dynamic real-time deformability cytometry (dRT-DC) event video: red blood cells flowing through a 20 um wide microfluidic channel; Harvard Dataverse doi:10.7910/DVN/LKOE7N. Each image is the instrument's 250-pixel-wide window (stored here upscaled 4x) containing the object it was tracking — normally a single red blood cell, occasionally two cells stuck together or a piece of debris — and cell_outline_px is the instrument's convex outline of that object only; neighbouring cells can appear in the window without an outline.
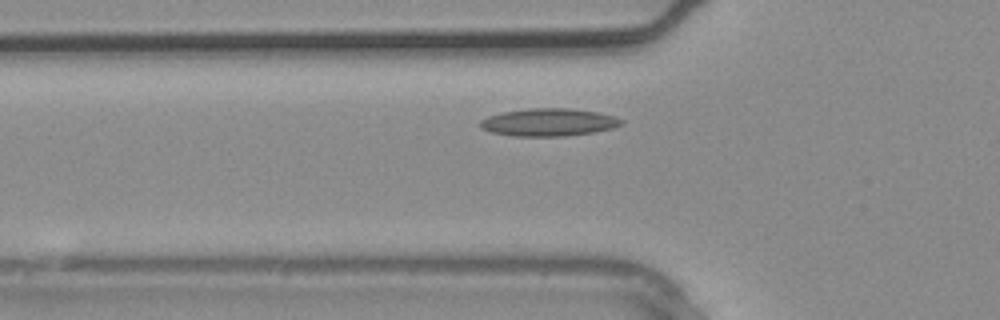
{"species": "common noctule bat (a hibernating species)", "species_latin": "Nyctalus noctula", "temperature_condition": "warm", "stored_images_in_passage": 4, "camera_frame_rate_fps": 3000, "um_per_image_px": 0.085, "animal": {"sex": "male", "body_mass_g": 20.4}, "frame": {"image": 1, "passage_image": 4, "time_ms": 1.0, "image_size_px": [1000, 320], "cell_outline_px": [[624, 124], [612, 128], [592, 132], [564, 136], [512, 136], [492, 132], [480, 128], [480, 120], [488, 116], [504, 112], [528, 108], [572, 108], [596, 112], [616, 116], [624, 120]], "centroid_in_image_um": [46.65, 10.39], "position_along_channel_um": 79.1, "area_um2": 22.77}}